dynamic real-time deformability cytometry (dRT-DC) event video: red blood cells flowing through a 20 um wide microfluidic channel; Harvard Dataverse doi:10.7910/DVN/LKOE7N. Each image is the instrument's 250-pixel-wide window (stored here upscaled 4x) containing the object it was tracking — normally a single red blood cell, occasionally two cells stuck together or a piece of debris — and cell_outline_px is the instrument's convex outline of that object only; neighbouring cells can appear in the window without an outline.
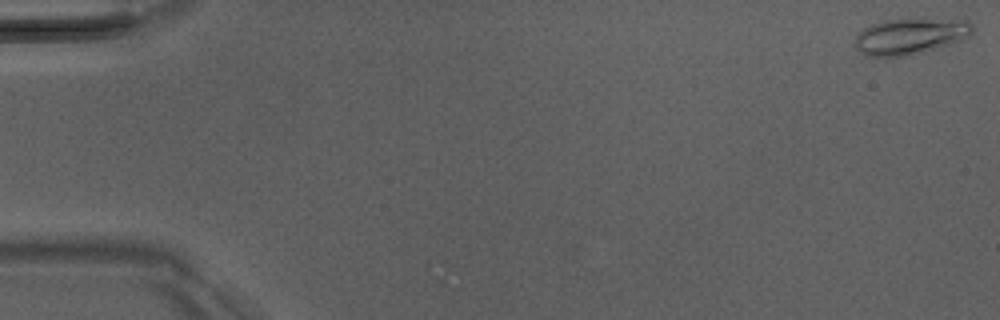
{"species": "Egyptian fruit bat (a non-hibernating species)", "species_latin": "Rousettus aegyptiacus", "temperature_condition": "room temperature", "stored_images_in_passage": 51, "camera_frame_rate_fps": 3000, "um_per_image_px": 0.085, "animal": {"sex": "male"}, "frame": {"image": 1, "passage_image": 1, "time_ms": 0.0, "image_size_px": [1000, 320], "cell_outline_px": [[972, 32], [968, 36], [960, 40], [948, 44], [908, 56], [864, 56], [860, 52], [856, 44], [856, 36], [864, 28], [872, 24], [884, 20], [968, 20], [972, 24]], "centroid_in_image_um": [77.34, 3.09], "position_along_channel_um": 7.7, "area_um2": 23.99}}
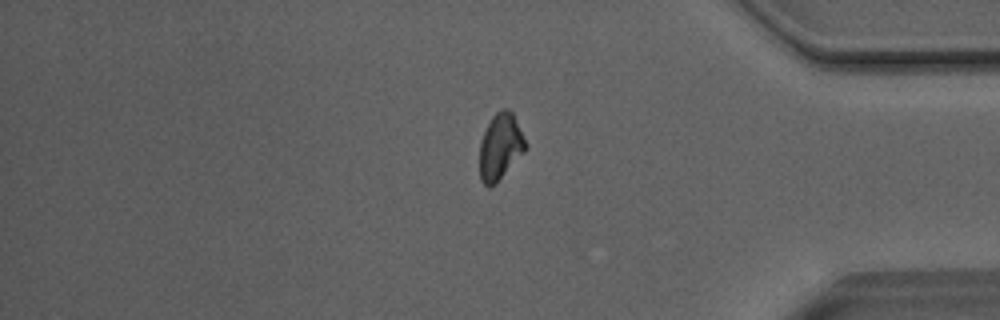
{"frame": {"image": 2, "passage_image": 43, "time_ms": 14.0, "image_size_px": [1000, 320], "cell_outline_px": [[528, 148], [496, 184], [488, 188], [480, 180], [480, 144], [484, 132], [492, 116], [496, 112], [504, 108], [508, 108], [512, 112], [528, 144]], "centroid_in_image_um": [42.54, 12.48], "position_along_channel_um": 392.7, "area_um2": 17.86}}
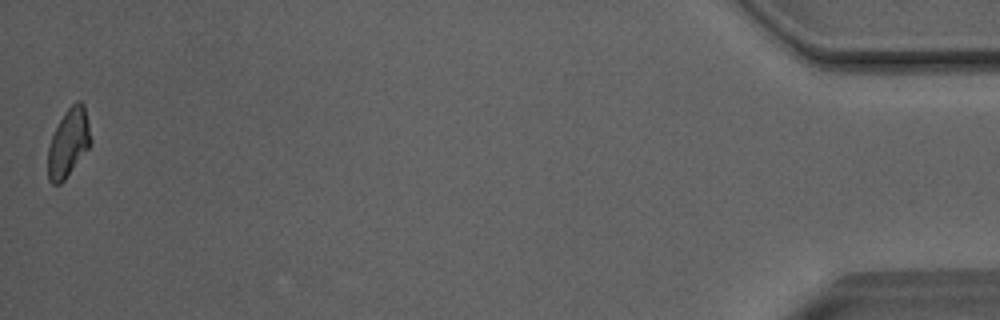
{"frame": {"image": 3, "passage_image": 51, "time_ms": 16.667, "image_size_px": [1000, 320], "cell_outline_px": [[92, 144], [64, 180], [60, 184], [52, 184], [48, 180], [48, 148], [52, 136], [64, 112], [76, 100], [80, 100], [84, 104], [92, 140]], "centroid_in_image_um": [5.83, 12.13], "position_along_channel_um": 429.4, "area_um2": 16.99}, "authors_computed_cell_mechanics": {"area_um2": 18.3226, "velocity_mm_per_s": 4.0577, "shape_relaxation_time_tau1_ms": 6.9985, "shape_relaxation_time_tau2_ms": 3.4421, "deformation_change_tau1": 0.1634, "deformation_change_tau2": 0.1033}}